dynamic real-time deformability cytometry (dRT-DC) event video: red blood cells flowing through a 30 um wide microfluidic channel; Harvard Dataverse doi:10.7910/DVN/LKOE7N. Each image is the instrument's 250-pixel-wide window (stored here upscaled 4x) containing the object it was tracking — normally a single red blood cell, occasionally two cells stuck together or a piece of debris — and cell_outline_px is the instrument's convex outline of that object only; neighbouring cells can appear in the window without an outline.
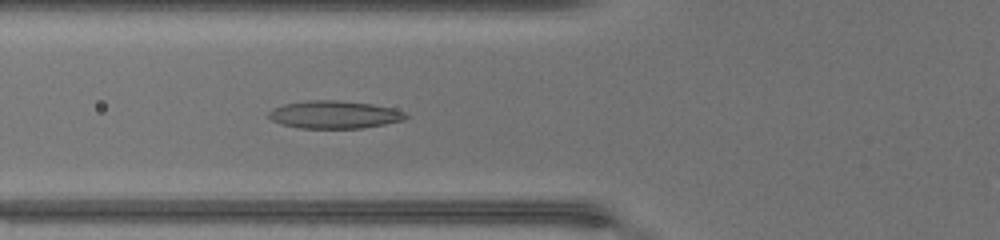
{"species": "common noctule bat (a hibernating species)", "species_latin": "Nyctalus noctula", "temperature_condition": "warm", "stored_images_in_passage": 46, "camera_frame_rate_fps": 3000, "um_per_image_px": 0.085, "animal": {"sex": "female", "body_mass_g": 17.0, "forearm_length_mm": 48.0}, "frame": {"image": 1, "passage_image": 18, "time_ms": 5.667, "image_size_px": [1000, 240], "cell_outline_px": [[408, 116], [404, 120], [364, 128], [300, 128], [284, 124], [272, 120], [268, 116], [268, 112], [284, 104], [308, 100], [336, 100], [372, 104], [392, 108], [404, 112]], "centroid_in_image_um": [28.44, 9.74], "position_along_channel_um": 97.4, "area_um2": 21.91}}
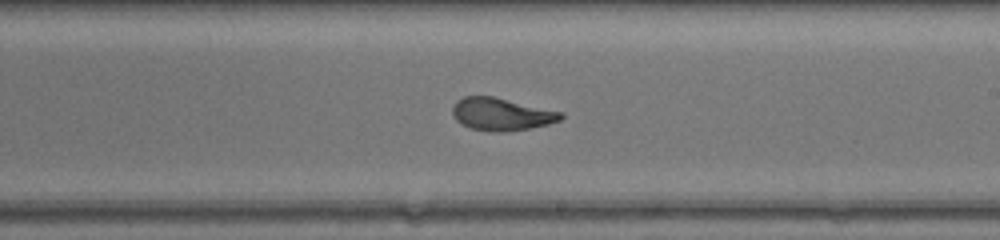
{"frame": {"image": 2, "passage_image": 28, "time_ms": 9.0, "image_size_px": [1000, 240], "cell_outline_px": [[564, 116], [560, 120], [548, 124], [528, 128], [504, 132], [492, 132], [472, 128], [456, 120], [452, 112], [452, 108], [456, 100], [464, 96], [492, 96], [564, 112]], "centroid_in_image_um": [42.63, 9.7], "position_along_channel_um": 246.4, "area_um2": 20.46}}
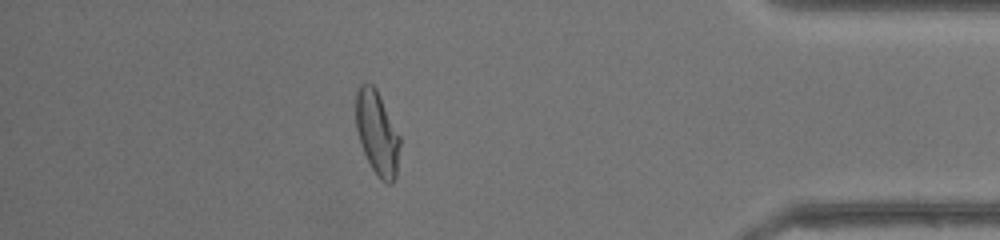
{"frame": {"image": 3, "passage_image": 41, "time_ms": 13.333, "image_size_px": [1000, 240], "cell_outline_px": [[400, 144], [396, 176], [392, 184], [388, 184], [380, 180], [372, 168], [360, 144], [356, 128], [356, 92], [360, 84], [372, 84], [376, 88], [400, 136]], "centroid_in_image_um": [32.06, 11.32], "position_along_channel_um": 403.1, "area_um2": 21.44}, "authors_computed_cell_mechanics": {"area_um2": 21.3282, "velocity_mm_per_s": 4.4692, "shape_relaxation_time_tau1_ms": 10.41, "shape_relaxation_time_tau2_ms": 1.0165, "deformation_change_tau1": 0.3468, "deformation_change_tau2": 0.0796}}